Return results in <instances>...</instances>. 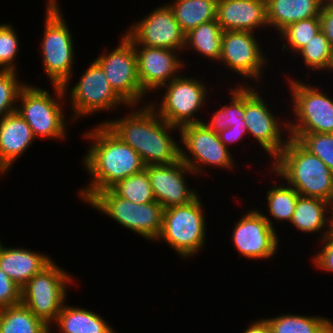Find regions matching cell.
I'll return each instance as SVG.
<instances>
[{"instance_id": "1", "label": "cell", "mask_w": 333, "mask_h": 333, "mask_svg": "<svg viewBox=\"0 0 333 333\" xmlns=\"http://www.w3.org/2000/svg\"><path fill=\"white\" fill-rule=\"evenodd\" d=\"M83 135L93 143L83 162L92 180L87 188L79 191L82 200L88 202L97 192L109 189L118 181L145 169L141 156L105 124H98Z\"/></svg>"}, {"instance_id": "2", "label": "cell", "mask_w": 333, "mask_h": 333, "mask_svg": "<svg viewBox=\"0 0 333 333\" xmlns=\"http://www.w3.org/2000/svg\"><path fill=\"white\" fill-rule=\"evenodd\" d=\"M122 142L130 145L146 166L181 160L180 145L169 135L176 126L162 119L150 104L124 118L103 122Z\"/></svg>"}, {"instance_id": "3", "label": "cell", "mask_w": 333, "mask_h": 333, "mask_svg": "<svg viewBox=\"0 0 333 333\" xmlns=\"http://www.w3.org/2000/svg\"><path fill=\"white\" fill-rule=\"evenodd\" d=\"M300 196L318 198L333 204V173L327 165L289 137L272 166Z\"/></svg>"}, {"instance_id": "4", "label": "cell", "mask_w": 333, "mask_h": 333, "mask_svg": "<svg viewBox=\"0 0 333 333\" xmlns=\"http://www.w3.org/2000/svg\"><path fill=\"white\" fill-rule=\"evenodd\" d=\"M46 5L44 37L41 45L43 67L52 86H63L67 92L73 68V40L57 1L49 0Z\"/></svg>"}, {"instance_id": "5", "label": "cell", "mask_w": 333, "mask_h": 333, "mask_svg": "<svg viewBox=\"0 0 333 333\" xmlns=\"http://www.w3.org/2000/svg\"><path fill=\"white\" fill-rule=\"evenodd\" d=\"M88 203L147 240L156 241L160 235L164 208L156 201L132 203L109 188L97 192Z\"/></svg>"}, {"instance_id": "6", "label": "cell", "mask_w": 333, "mask_h": 333, "mask_svg": "<svg viewBox=\"0 0 333 333\" xmlns=\"http://www.w3.org/2000/svg\"><path fill=\"white\" fill-rule=\"evenodd\" d=\"M58 100L47 90L26 84L19 92L21 104L16 111L30 126L35 138L65 139L66 125L60 100L66 95L63 86L53 85ZM21 100V101H20ZM59 101V102H58Z\"/></svg>"}, {"instance_id": "7", "label": "cell", "mask_w": 333, "mask_h": 333, "mask_svg": "<svg viewBox=\"0 0 333 333\" xmlns=\"http://www.w3.org/2000/svg\"><path fill=\"white\" fill-rule=\"evenodd\" d=\"M199 197L189 204L171 206L163 211L158 239L167 242L183 258L194 256L205 244L206 222Z\"/></svg>"}, {"instance_id": "8", "label": "cell", "mask_w": 333, "mask_h": 333, "mask_svg": "<svg viewBox=\"0 0 333 333\" xmlns=\"http://www.w3.org/2000/svg\"><path fill=\"white\" fill-rule=\"evenodd\" d=\"M69 282L70 275L51 261L21 288V303L51 330L65 303Z\"/></svg>"}, {"instance_id": "9", "label": "cell", "mask_w": 333, "mask_h": 333, "mask_svg": "<svg viewBox=\"0 0 333 333\" xmlns=\"http://www.w3.org/2000/svg\"><path fill=\"white\" fill-rule=\"evenodd\" d=\"M288 80L293 96V113L298 122L284 123V130L287 129L288 133H333V100L315 86Z\"/></svg>"}, {"instance_id": "10", "label": "cell", "mask_w": 333, "mask_h": 333, "mask_svg": "<svg viewBox=\"0 0 333 333\" xmlns=\"http://www.w3.org/2000/svg\"><path fill=\"white\" fill-rule=\"evenodd\" d=\"M95 61L104 70L115 93L132 108L145 96L137 73V57L132 41L124 34L120 45L112 52H103ZM134 106V107H133Z\"/></svg>"}, {"instance_id": "11", "label": "cell", "mask_w": 333, "mask_h": 333, "mask_svg": "<svg viewBox=\"0 0 333 333\" xmlns=\"http://www.w3.org/2000/svg\"><path fill=\"white\" fill-rule=\"evenodd\" d=\"M162 87H167V91H165L159 110L153 103H150L162 119L170 125L178 127V132L184 125L203 122L194 114L202 108L205 96L208 94L204 82L179 75Z\"/></svg>"}, {"instance_id": "12", "label": "cell", "mask_w": 333, "mask_h": 333, "mask_svg": "<svg viewBox=\"0 0 333 333\" xmlns=\"http://www.w3.org/2000/svg\"><path fill=\"white\" fill-rule=\"evenodd\" d=\"M180 136L185 149H181V160L197 174L201 165L233 169V159L229 149L220 141L219 135L208 128L204 122L187 124L180 128ZM192 155L193 158H190Z\"/></svg>"}, {"instance_id": "13", "label": "cell", "mask_w": 333, "mask_h": 333, "mask_svg": "<svg viewBox=\"0 0 333 333\" xmlns=\"http://www.w3.org/2000/svg\"><path fill=\"white\" fill-rule=\"evenodd\" d=\"M143 19V20H142ZM131 26L125 34L133 45L182 50L185 48V33L175 19L169 4L157 7L146 17Z\"/></svg>"}, {"instance_id": "14", "label": "cell", "mask_w": 333, "mask_h": 333, "mask_svg": "<svg viewBox=\"0 0 333 333\" xmlns=\"http://www.w3.org/2000/svg\"><path fill=\"white\" fill-rule=\"evenodd\" d=\"M70 91L74 120L81 115L109 111L120 104H126L111 88L104 70L95 60Z\"/></svg>"}, {"instance_id": "15", "label": "cell", "mask_w": 333, "mask_h": 333, "mask_svg": "<svg viewBox=\"0 0 333 333\" xmlns=\"http://www.w3.org/2000/svg\"><path fill=\"white\" fill-rule=\"evenodd\" d=\"M259 210H249L232 233L235 248L244 258L269 259L275 255L279 240L273 223Z\"/></svg>"}, {"instance_id": "16", "label": "cell", "mask_w": 333, "mask_h": 333, "mask_svg": "<svg viewBox=\"0 0 333 333\" xmlns=\"http://www.w3.org/2000/svg\"><path fill=\"white\" fill-rule=\"evenodd\" d=\"M244 121L249 134L256 138L274 160L287 144L289 137L287 140L282 138L280 124L283 123L277 122L278 119L268 109L263 98L251 86H244Z\"/></svg>"}, {"instance_id": "17", "label": "cell", "mask_w": 333, "mask_h": 333, "mask_svg": "<svg viewBox=\"0 0 333 333\" xmlns=\"http://www.w3.org/2000/svg\"><path fill=\"white\" fill-rule=\"evenodd\" d=\"M255 37L250 31H223L219 62L243 78L260 81L267 60Z\"/></svg>"}, {"instance_id": "18", "label": "cell", "mask_w": 333, "mask_h": 333, "mask_svg": "<svg viewBox=\"0 0 333 333\" xmlns=\"http://www.w3.org/2000/svg\"><path fill=\"white\" fill-rule=\"evenodd\" d=\"M145 170L150 179L154 198L164 209L189 204L199 196L186 184L185 174H194V172L182 160L145 166Z\"/></svg>"}, {"instance_id": "19", "label": "cell", "mask_w": 333, "mask_h": 333, "mask_svg": "<svg viewBox=\"0 0 333 333\" xmlns=\"http://www.w3.org/2000/svg\"><path fill=\"white\" fill-rule=\"evenodd\" d=\"M134 50L137 57L138 79L145 93L168 84L178 77V72L185 65L183 60L176 57V50L144 45H134Z\"/></svg>"}, {"instance_id": "20", "label": "cell", "mask_w": 333, "mask_h": 333, "mask_svg": "<svg viewBox=\"0 0 333 333\" xmlns=\"http://www.w3.org/2000/svg\"><path fill=\"white\" fill-rule=\"evenodd\" d=\"M216 20L223 31H250L266 27L265 0H217Z\"/></svg>"}, {"instance_id": "21", "label": "cell", "mask_w": 333, "mask_h": 333, "mask_svg": "<svg viewBox=\"0 0 333 333\" xmlns=\"http://www.w3.org/2000/svg\"><path fill=\"white\" fill-rule=\"evenodd\" d=\"M36 139L30 126L17 112L0 119V172L6 173Z\"/></svg>"}, {"instance_id": "22", "label": "cell", "mask_w": 333, "mask_h": 333, "mask_svg": "<svg viewBox=\"0 0 333 333\" xmlns=\"http://www.w3.org/2000/svg\"><path fill=\"white\" fill-rule=\"evenodd\" d=\"M51 261L49 256L29 249L0 247V269L20 288Z\"/></svg>"}, {"instance_id": "23", "label": "cell", "mask_w": 333, "mask_h": 333, "mask_svg": "<svg viewBox=\"0 0 333 333\" xmlns=\"http://www.w3.org/2000/svg\"><path fill=\"white\" fill-rule=\"evenodd\" d=\"M268 26L280 33L288 25L312 17H319L322 0H265Z\"/></svg>"}, {"instance_id": "24", "label": "cell", "mask_w": 333, "mask_h": 333, "mask_svg": "<svg viewBox=\"0 0 333 333\" xmlns=\"http://www.w3.org/2000/svg\"><path fill=\"white\" fill-rule=\"evenodd\" d=\"M332 205L330 202L322 199L299 196L290 222L297 229L306 233L319 232L328 225V230L322 235L325 237L332 230V215L326 217L325 211H330L329 213L332 214V210H330Z\"/></svg>"}, {"instance_id": "25", "label": "cell", "mask_w": 333, "mask_h": 333, "mask_svg": "<svg viewBox=\"0 0 333 333\" xmlns=\"http://www.w3.org/2000/svg\"><path fill=\"white\" fill-rule=\"evenodd\" d=\"M55 323L60 333H115L98 313L63 304Z\"/></svg>"}, {"instance_id": "26", "label": "cell", "mask_w": 333, "mask_h": 333, "mask_svg": "<svg viewBox=\"0 0 333 333\" xmlns=\"http://www.w3.org/2000/svg\"><path fill=\"white\" fill-rule=\"evenodd\" d=\"M169 6L185 34L200 24L216 19L217 0H175Z\"/></svg>"}, {"instance_id": "27", "label": "cell", "mask_w": 333, "mask_h": 333, "mask_svg": "<svg viewBox=\"0 0 333 333\" xmlns=\"http://www.w3.org/2000/svg\"><path fill=\"white\" fill-rule=\"evenodd\" d=\"M0 333H51L50 327L22 303L0 308Z\"/></svg>"}, {"instance_id": "28", "label": "cell", "mask_w": 333, "mask_h": 333, "mask_svg": "<svg viewBox=\"0 0 333 333\" xmlns=\"http://www.w3.org/2000/svg\"><path fill=\"white\" fill-rule=\"evenodd\" d=\"M223 30L217 20L200 24L185 34V47L191 46L206 58L219 62Z\"/></svg>"}, {"instance_id": "29", "label": "cell", "mask_w": 333, "mask_h": 333, "mask_svg": "<svg viewBox=\"0 0 333 333\" xmlns=\"http://www.w3.org/2000/svg\"><path fill=\"white\" fill-rule=\"evenodd\" d=\"M271 333H321L332 321L318 316L285 314L265 319Z\"/></svg>"}, {"instance_id": "30", "label": "cell", "mask_w": 333, "mask_h": 333, "mask_svg": "<svg viewBox=\"0 0 333 333\" xmlns=\"http://www.w3.org/2000/svg\"><path fill=\"white\" fill-rule=\"evenodd\" d=\"M111 189L118 196L130 200L132 203L144 204L156 201L145 169L118 181Z\"/></svg>"}, {"instance_id": "31", "label": "cell", "mask_w": 333, "mask_h": 333, "mask_svg": "<svg viewBox=\"0 0 333 333\" xmlns=\"http://www.w3.org/2000/svg\"><path fill=\"white\" fill-rule=\"evenodd\" d=\"M231 89V105H224L212 115L209 124H205L217 134L226 128L237 124H246L244 121V87L236 86Z\"/></svg>"}, {"instance_id": "32", "label": "cell", "mask_w": 333, "mask_h": 333, "mask_svg": "<svg viewBox=\"0 0 333 333\" xmlns=\"http://www.w3.org/2000/svg\"><path fill=\"white\" fill-rule=\"evenodd\" d=\"M275 185L267 191L268 211L276 220L290 222L300 194L293 187Z\"/></svg>"}, {"instance_id": "33", "label": "cell", "mask_w": 333, "mask_h": 333, "mask_svg": "<svg viewBox=\"0 0 333 333\" xmlns=\"http://www.w3.org/2000/svg\"><path fill=\"white\" fill-rule=\"evenodd\" d=\"M303 56L304 62L310 69L329 70L332 57L333 47L325 36L324 32L319 31L312 39L297 53Z\"/></svg>"}, {"instance_id": "34", "label": "cell", "mask_w": 333, "mask_h": 333, "mask_svg": "<svg viewBox=\"0 0 333 333\" xmlns=\"http://www.w3.org/2000/svg\"><path fill=\"white\" fill-rule=\"evenodd\" d=\"M321 159L333 173V133H288Z\"/></svg>"}, {"instance_id": "35", "label": "cell", "mask_w": 333, "mask_h": 333, "mask_svg": "<svg viewBox=\"0 0 333 333\" xmlns=\"http://www.w3.org/2000/svg\"><path fill=\"white\" fill-rule=\"evenodd\" d=\"M321 31L320 17L303 19L288 25L280 32L287 40L294 53L299 52L311 39Z\"/></svg>"}, {"instance_id": "36", "label": "cell", "mask_w": 333, "mask_h": 333, "mask_svg": "<svg viewBox=\"0 0 333 333\" xmlns=\"http://www.w3.org/2000/svg\"><path fill=\"white\" fill-rule=\"evenodd\" d=\"M16 73L0 70V119L16 111L19 92L25 86L19 83Z\"/></svg>"}, {"instance_id": "37", "label": "cell", "mask_w": 333, "mask_h": 333, "mask_svg": "<svg viewBox=\"0 0 333 333\" xmlns=\"http://www.w3.org/2000/svg\"><path fill=\"white\" fill-rule=\"evenodd\" d=\"M9 24L0 25V70L16 71L15 57L18 55L19 40Z\"/></svg>"}, {"instance_id": "38", "label": "cell", "mask_w": 333, "mask_h": 333, "mask_svg": "<svg viewBox=\"0 0 333 333\" xmlns=\"http://www.w3.org/2000/svg\"><path fill=\"white\" fill-rule=\"evenodd\" d=\"M21 288L0 269V308L21 303Z\"/></svg>"}, {"instance_id": "39", "label": "cell", "mask_w": 333, "mask_h": 333, "mask_svg": "<svg viewBox=\"0 0 333 333\" xmlns=\"http://www.w3.org/2000/svg\"><path fill=\"white\" fill-rule=\"evenodd\" d=\"M324 243L322 250L313 257V262L318 268L333 272V229L321 240Z\"/></svg>"}, {"instance_id": "40", "label": "cell", "mask_w": 333, "mask_h": 333, "mask_svg": "<svg viewBox=\"0 0 333 333\" xmlns=\"http://www.w3.org/2000/svg\"><path fill=\"white\" fill-rule=\"evenodd\" d=\"M246 124H237L218 133L220 141L228 148L229 144L241 140L247 134ZM228 144V145H227Z\"/></svg>"}, {"instance_id": "41", "label": "cell", "mask_w": 333, "mask_h": 333, "mask_svg": "<svg viewBox=\"0 0 333 333\" xmlns=\"http://www.w3.org/2000/svg\"><path fill=\"white\" fill-rule=\"evenodd\" d=\"M321 30L333 47V7H322L320 12Z\"/></svg>"}, {"instance_id": "42", "label": "cell", "mask_w": 333, "mask_h": 333, "mask_svg": "<svg viewBox=\"0 0 333 333\" xmlns=\"http://www.w3.org/2000/svg\"><path fill=\"white\" fill-rule=\"evenodd\" d=\"M243 333H271L270 327L265 319L253 322Z\"/></svg>"}, {"instance_id": "43", "label": "cell", "mask_w": 333, "mask_h": 333, "mask_svg": "<svg viewBox=\"0 0 333 333\" xmlns=\"http://www.w3.org/2000/svg\"><path fill=\"white\" fill-rule=\"evenodd\" d=\"M323 7H333V0H322Z\"/></svg>"}, {"instance_id": "44", "label": "cell", "mask_w": 333, "mask_h": 333, "mask_svg": "<svg viewBox=\"0 0 333 333\" xmlns=\"http://www.w3.org/2000/svg\"><path fill=\"white\" fill-rule=\"evenodd\" d=\"M321 333H333V323L331 322Z\"/></svg>"}, {"instance_id": "45", "label": "cell", "mask_w": 333, "mask_h": 333, "mask_svg": "<svg viewBox=\"0 0 333 333\" xmlns=\"http://www.w3.org/2000/svg\"><path fill=\"white\" fill-rule=\"evenodd\" d=\"M329 70H333V57H332V63H331V66H330Z\"/></svg>"}, {"instance_id": "46", "label": "cell", "mask_w": 333, "mask_h": 333, "mask_svg": "<svg viewBox=\"0 0 333 333\" xmlns=\"http://www.w3.org/2000/svg\"><path fill=\"white\" fill-rule=\"evenodd\" d=\"M332 210H333V207H332ZM332 229H333V211H332Z\"/></svg>"}]
</instances>
